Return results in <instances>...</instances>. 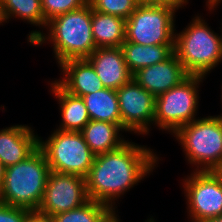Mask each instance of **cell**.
I'll return each instance as SVG.
<instances>
[{"label": "cell", "mask_w": 222, "mask_h": 222, "mask_svg": "<svg viewBox=\"0 0 222 222\" xmlns=\"http://www.w3.org/2000/svg\"><path fill=\"white\" fill-rule=\"evenodd\" d=\"M176 10L140 3L126 19L125 41L140 45L174 44Z\"/></svg>", "instance_id": "ba28073f"}, {"label": "cell", "mask_w": 222, "mask_h": 222, "mask_svg": "<svg viewBox=\"0 0 222 222\" xmlns=\"http://www.w3.org/2000/svg\"><path fill=\"white\" fill-rule=\"evenodd\" d=\"M1 4L6 23L13 17L33 26L46 28L41 0H1Z\"/></svg>", "instance_id": "44dd1931"}, {"label": "cell", "mask_w": 222, "mask_h": 222, "mask_svg": "<svg viewBox=\"0 0 222 222\" xmlns=\"http://www.w3.org/2000/svg\"><path fill=\"white\" fill-rule=\"evenodd\" d=\"M159 159L150 148L129 140L114 151L95 155L85 178L88 198L115 211L117 199L148 177Z\"/></svg>", "instance_id": "6da1fadb"}, {"label": "cell", "mask_w": 222, "mask_h": 222, "mask_svg": "<svg viewBox=\"0 0 222 222\" xmlns=\"http://www.w3.org/2000/svg\"><path fill=\"white\" fill-rule=\"evenodd\" d=\"M189 0H145L147 5H166L173 7L177 10L184 7L188 4Z\"/></svg>", "instance_id": "484cf974"}, {"label": "cell", "mask_w": 222, "mask_h": 222, "mask_svg": "<svg viewBox=\"0 0 222 222\" xmlns=\"http://www.w3.org/2000/svg\"><path fill=\"white\" fill-rule=\"evenodd\" d=\"M222 0H210L206 3L207 8L211 12L212 10H215V8H218L217 6L220 5Z\"/></svg>", "instance_id": "f1b7e54d"}, {"label": "cell", "mask_w": 222, "mask_h": 222, "mask_svg": "<svg viewBox=\"0 0 222 222\" xmlns=\"http://www.w3.org/2000/svg\"><path fill=\"white\" fill-rule=\"evenodd\" d=\"M2 23H6V20H5L3 11H2V4H1V0H0V25H1Z\"/></svg>", "instance_id": "1f68e13d"}, {"label": "cell", "mask_w": 222, "mask_h": 222, "mask_svg": "<svg viewBox=\"0 0 222 222\" xmlns=\"http://www.w3.org/2000/svg\"><path fill=\"white\" fill-rule=\"evenodd\" d=\"M25 222H52V217L38 211H31L27 215Z\"/></svg>", "instance_id": "4316f807"}, {"label": "cell", "mask_w": 222, "mask_h": 222, "mask_svg": "<svg viewBox=\"0 0 222 222\" xmlns=\"http://www.w3.org/2000/svg\"><path fill=\"white\" fill-rule=\"evenodd\" d=\"M63 78L55 81L68 93L82 97L105 88L86 59H70L59 64Z\"/></svg>", "instance_id": "9a60e30c"}, {"label": "cell", "mask_w": 222, "mask_h": 222, "mask_svg": "<svg viewBox=\"0 0 222 222\" xmlns=\"http://www.w3.org/2000/svg\"><path fill=\"white\" fill-rule=\"evenodd\" d=\"M208 25L197 14L184 30L175 31L174 53L189 75L206 77L222 62V33Z\"/></svg>", "instance_id": "277c9868"}, {"label": "cell", "mask_w": 222, "mask_h": 222, "mask_svg": "<svg viewBox=\"0 0 222 222\" xmlns=\"http://www.w3.org/2000/svg\"><path fill=\"white\" fill-rule=\"evenodd\" d=\"M112 211L108 205L89 199L78 208L51 217L52 222H102Z\"/></svg>", "instance_id": "7402d4cb"}, {"label": "cell", "mask_w": 222, "mask_h": 222, "mask_svg": "<svg viewBox=\"0 0 222 222\" xmlns=\"http://www.w3.org/2000/svg\"><path fill=\"white\" fill-rule=\"evenodd\" d=\"M50 88L59 104L61 124L58 128L63 131H81L90 121V117L82 97L66 92L55 80Z\"/></svg>", "instance_id": "2e32d148"}, {"label": "cell", "mask_w": 222, "mask_h": 222, "mask_svg": "<svg viewBox=\"0 0 222 222\" xmlns=\"http://www.w3.org/2000/svg\"><path fill=\"white\" fill-rule=\"evenodd\" d=\"M86 4H88V0H41V8L46 22Z\"/></svg>", "instance_id": "cb8c5ba5"}, {"label": "cell", "mask_w": 222, "mask_h": 222, "mask_svg": "<svg viewBox=\"0 0 222 222\" xmlns=\"http://www.w3.org/2000/svg\"><path fill=\"white\" fill-rule=\"evenodd\" d=\"M189 74L175 53L163 62L138 69L132 78L155 97L185 80Z\"/></svg>", "instance_id": "7c38bea8"}, {"label": "cell", "mask_w": 222, "mask_h": 222, "mask_svg": "<svg viewBox=\"0 0 222 222\" xmlns=\"http://www.w3.org/2000/svg\"><path fill=\"white\" fill-rule=\"evenodd\" d=\"M205 77L189 75L177 86L156 97L154 126L173 135L180 127L196 120L199 85Z\"/></svg>", "instance_id": "52a82bcc"}, {"label": "cell", "mask_w": 222, "mask_h": 222, "mask_svg": "<svg viewBox=\"0 0 222 222\" xmlns=\"http://www.w3.org/2000/svg\"><path fill=\"white\" fill-rule=\"evenodd\" d=\"M50 172L46 157L38 147L25 160L5 168L0 202L37 211Z\"/></svg>", "instance_id": "3957f363"}, {"label": "cell", "mask_w": 222, "mask_h": 222, "mask_svg": "<svg viewBox=\"0 0 222 222\" xmlns=\"http://www.w3.org/2000/svg\"><path fill=\"white\" fill-rule=\"evenodd\" d=\"M5 166L4 164L0 161V190L3 186V181H4V175H5Z\"/></svg>", "instance_id": "f546056e"}, {"label": "cell", "mask_w": 222, "mask_h": 222, "mask_svg": "<svg viewBox=\"0 0 222 222\" xmlns=\"http://www.w3.org/2000/svg\"><path fill=\"white\" fill-rule=\"evenodd\" d=\"M120 132L124 130L118 124L95 120H90L81 130L85 142L95 155L114 151L126 143L128 140Z\"/></svg>", "instance_id": "e0dca14e"}, {"label": "cell", "mask_w": 222, "mask_h": 222, "mask_svg": "<svg viewBox=\"0 0 222 222\" xmlns=\"http://www.w3.org/2000/svg\"><path fill=\"white\" fill-rule=\"evenodd\" d=\"M194 171H214L222 164V116L197 118L174 134Z\"/></svg>", "instance_id": "5b68a950"}, {"label": "cell", "mask_w": 222, "mask_h": 222, "mask_svg": "<svg viewBox=\"0 0 222 222\" xmlns=\"http://www.w3.org/2000/svg\"><path fill=\"white\" fill-rule=\"evenodd\" d=\"M145 222H156V221H154L153 216H151V218H150V219H147Z\"/></svg>", "instance_id": "d6a6232c"}, {"label": "cell", "mask_w": 222, "mask_h": 222, "mask_svg": "<svg viewBox=\"0 0 222 222\" xmlns=\"http://www.w3.org/2000/svg\"><path fill=\"white\" fill-rule=\"evenodd\" d=\"M88 200L85 178L51 171L37 211L54 216L78 208Z\"/></svg>", "instance_id": "8fae6325"}, {"label": "cell", "mask_w": 222, "mask_h": 222, "mask_svg": "<svg viewBox=\"0 0 222 222\" xmlns=\"http://www.w3.org/2000/svg\"><path fill=\"white\" fill-rule=\"evenodd\" d=\"M122 129L137 135H147L154 124L156 97L133 78L116 90Z\"/></svg>", "instance_id": "30bf717a"}, {"label": "cell", "mask_w": 222, "mask_h": 222, "mask_svg": "<svg viewBox=\"0 0 222 222\" xmlns=\"http://www.w3.org/2000/svg\"><path fill=\"white\" fill-rule=\"evenodd\" d=\"M39 136L28 125H13L0 130V161L5 167L25 160L38 148Z\"/></svg>", "instance_id": "5bb4252c"}, {"label": "cell", "mask_w": 222, "mask_h": 222, "mask_svg": "<svg viewBox=\"0 0 222 222\" xmlns=\"http://www.w3.org/2000/svg\"><path fill=\"white\" fill-rule=\"evenodd\" d=\"M92 34L96 48L121 47L125 41L126 20L92 9Z\"/></svg>", "instance_id": "d6986e66"}, {"label": "cell", "mask_w": 222, "mask_h": 222, "mask_svg": "<svg viewBox=\"0 0 222 222\" xmlns=\"http://www.w3.org/2000/svg\"><path fill=\"white\" fill-rule=\"evenodd\" d=\"M91 21L92 8L88 3L48 21L47 34L32 30L27 40L33 46L52 42L58 65L70 59H86L96 49Z\"/></svg>", "instance_id": "7a4b0ae2"}, {"label": "cell", "mask_w": 222, "mask_h": 222, "mask_svg": "<svg viewBox=\"0 0 222 222\" xmlns=\"http://www.w3.org/2000/svg\"><path fill=\"white\" fill-rule=\"evenodd\" d=\"M86 60L105 88L117 90L132 79L121 47L96 48Z\"/></svg>", "instance_id": "4fadbf2b"}, {"label": "cell", "mask_w": 222, "mask_h": 222, "mask_svg": "<svg viewBox=\"0 0 222 222\" xmlns=\"http://www.w3.org/2000/svg\"><path fill=\"white\" fill-rule=\"evenodd\" d=\"M90 120L118 124L122 128L119 102L115 89L103 88L82 96Z\"/></svg>", "instance_id": "ffe728a7"}, {"label": "cell", "mask_w": 222, "mask_h": 222, "mask_svg": "<svg viewBox=\"0 0 222 222\" xmlns=\"http://www.w3.org/2000/svg\"><path fill=\"white\" fill-rule=\"evenodd\" d=\"M191 222H222V182L214 171H194L183 179Z\"/></svg>", "instance_id": "9c48e42d"}, {"label": "cell", "mask_w": 222, "mask_h": 222, "mask_svg": "<svg viewBox=\"0 0 222 222\" xmlns=\"http://www.w3.org/2000/svg\"><path fill=\"white\" fill-rule=\"evenodd\" d=\"M141 4H145V0H138Z\"/></svg>", "instance_id": "836d02e7"}, {"label": "cell", "mask_w": 222, "mask_h": 222, "mask_svg": "<svg viewBox=\"0 0 222 222\" xmlns=\"http://www.w3.org/2000/svg\"><path fill=\"white\" fill-rule=\"evenodd\" d=\"M115 212L117 211H112L102 222H120V219Z\"/></svg>", "instance_id": "83f0119b"}, {"label": "cell", "mask_w": 222, "mask_h": 222, "mask_svg": "<svg viewBox=\"0 0 222 222\" xmlns=\"http://www.w3.org/2000/svg\"><path fill=\"white\" fill-rule=\"evenodd\" d=\"M121 49L126 65L133 74L138 69L152 66L168 59L174 53V44L140 45L124 41Z\"/></svg>", "instance_id": "ac0fdd59"}, {"label": "cell", "mask_w": 222, "mask_h": 222, "mask_svg": "<svg viewBox=\"0 0 222 222\" xmlns=\"http://www.w3.org/2000/svg\"><path fill=\"white\" fill-rule=\"evenodd\" d=\"M38 147L43 151L52 172L83 178L88 175L95 158L81 131L56 129L47 140L39 137Z\"/></svg>", "instance_id": "8992f818"}, {"label": "cell", "mask_w": 222, "mask_h": 222, "mask_svg": "<svg viewBox=\"0 0 222 222\" xmlns=\"http://www.w3.org/2000/svg\"><path fill=\"white\" fill-rule=\"evenodd\" d=\"M94 11L127 19L140 4L138 0H88Z\"/></svg>", "instance_id": "603a6c76"}, {"label": "cell", "mask_w": 222, "mask_h": 222, "mask_svg": "<svg viewBox=\"0 0 222 222\" xmlns=\"http://www.w3.org/2000/svg\"><path fill=\"white\" fill-rule=\"evenodd\" d=\"M30 210L0 202V222H25Z\"/></svg>", "instance_id": "d4e9b609"}, {"label": "cell", "mask_w": 222, "mask_h": 222, "mask_svg": "<svg viewBox=\"0 0 222 222\" xmlns=\"http://www.w3.org/2000/svg\"><path fill=\"white\" fill-rule=\"evenodd\" d=\"M215 174L220 178L221 182H222V164L220 166H218L215 170H214Z\"/></svg>", "instance_id": "4dcf8cb0"}]
</instances>
